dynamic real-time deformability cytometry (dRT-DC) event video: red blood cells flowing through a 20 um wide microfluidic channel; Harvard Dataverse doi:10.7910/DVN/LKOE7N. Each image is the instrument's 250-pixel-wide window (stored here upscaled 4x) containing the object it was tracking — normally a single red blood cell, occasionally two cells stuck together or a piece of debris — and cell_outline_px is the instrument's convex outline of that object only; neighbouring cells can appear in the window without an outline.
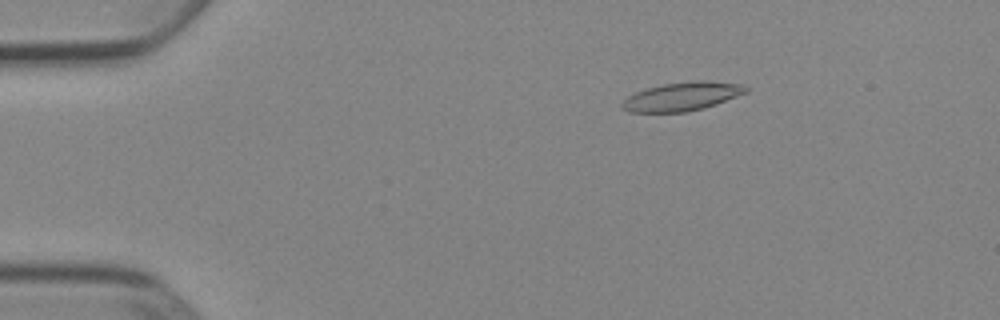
{"species": "Egyptian fruit bat (a non-hibernating species)", "species_latin": "Rousettus aegyptiacus", "temperature_condition": "cold", "stored_images_in_passage": 52, "camera_frame_rate_fps": 3000, "um_per_image_px": 0.085, "animal": {"sex": "female"}, "frame": {"image": 1, "passage_image": 9, "time_ms": 2.667, "image_size_px": [1000, 320], "cell_outline_px": [[748, 92], [716, 104], [704, 108], [684, 112], [628, 112], [620, 104], [628, 96], [636, 92], [648, 88], [664, 84], [692, 80], [704, 80], [744, 84], [748, 88]], "centroid_in_image_um": [58.01, 8.19], "position_along_channel_um": 27.0, "area_um2": 20.63}}
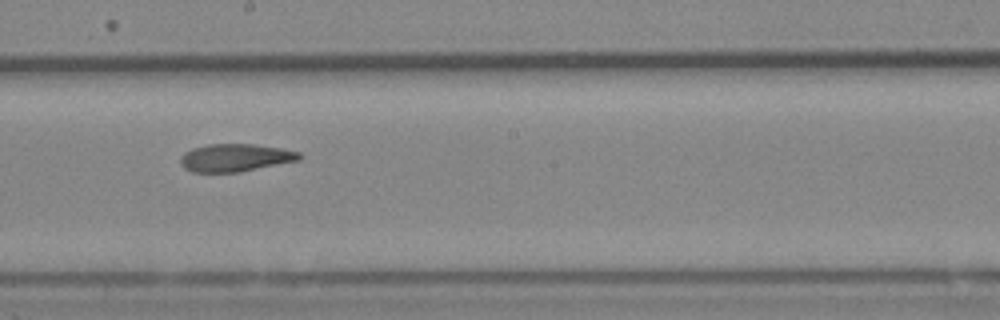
{"frame": {"image": 2, "passage_image": 30, "time_ms": 9.667, "image_size_px": [1000, 320], "cell_outline_px": [[304, 156], [300, 160], [240, 172], [192, 172], [184, 168], [180, 164], [180, 156], [184, 152], [192, 148], [208, 144], [252, 144], [280, 148], [300, 152]], "centroid_in_image_um": [19.99, 13.4], "position_along_channel_um": 228.2, "area_um2": 19.36}}
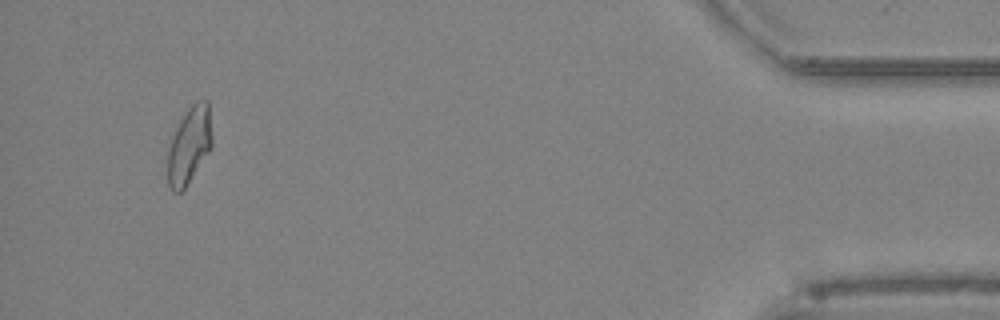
{"frame": {"image": 3, "passage_image": 50, "time_ms": 16.333, "image_size_px": [1000, 320], "cell_outline_px": [[212, 148], [184, 188], [180, 192], [172, 192], [168, 184], [168, 148], [172, 136], [180, 120], [188, 108], [196, 100], [208, 100], [212, 140]], "centroid_in_image_um": [16.09, 12.33], "position_along_channel_um": 419.1, "area_um2": 19.77}, "authors_computed_cell_mechanics": {"area_um2": 20.0566, "velocity_mm_per_s": 3.8852, "shape_relaxation_time_tau1_ms": null, "shape_relaxation_time_tau2_ms": 4.4182, "deformation_change_tau1": null, "deformation_change_tau2": 0.132}}